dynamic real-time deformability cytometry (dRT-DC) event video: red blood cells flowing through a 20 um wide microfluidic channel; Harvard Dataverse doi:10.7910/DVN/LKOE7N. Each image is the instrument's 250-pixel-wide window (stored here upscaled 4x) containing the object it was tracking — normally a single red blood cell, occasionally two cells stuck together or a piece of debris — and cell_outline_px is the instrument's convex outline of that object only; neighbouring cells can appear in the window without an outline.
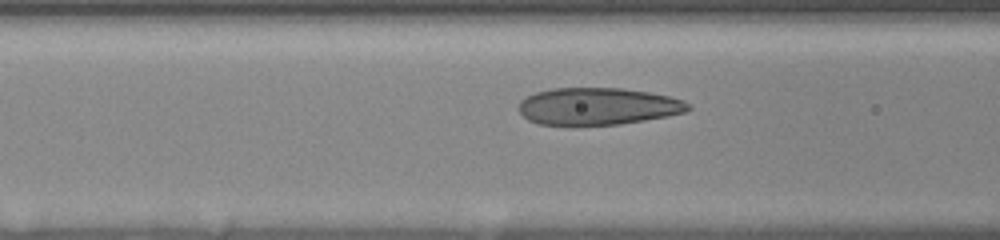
{"species": "human", "species_latin": "Homo sapiens", "temperature_condition": "room temperature", "stored_images_in_passage": 37, "camera_frame_rate_fps": 3000, "um_per_image_px": 0.085, "donor": {"sex": "female"}, "frame": {"image": 1, "passage_image": 11, "time_ms": 3.333, "image_size_px": [1000, 240], "cell_outline_px": [[692, 108], [684, 112], [668, 116], [620, 124], [568, 128], [536, 124], [528, 120], [516, 108], [520, 100], [536, 92], [552, 88], [620, 88], [648, 92], [672, 96], [684, 100]], "centroid_in_image_um": [50.75, 9.08], "position_along_channel_um": 115.9, "area_um2": 37.8}}
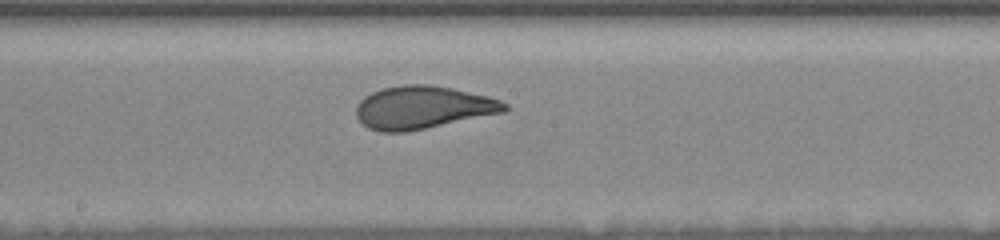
{"frame": {"image": 2, "passage_image": 19, "time_ms": 6.0, "image_size_px": [1000, 240], "cell_outline_px": [[508, 108], [504, 112], [404, 132], [380, 132], [368, 128], [356, 116], [356, 104], [364, 96], [372, 92], [384, 88], [404, 84], [428, 84], [452, 88], [488, 96], [500, 100], [508, 104]], "centroid_in_image_um": [35.91, 9.12], "position_along_channel_um": 212.3, "area_um2": 36.82}}
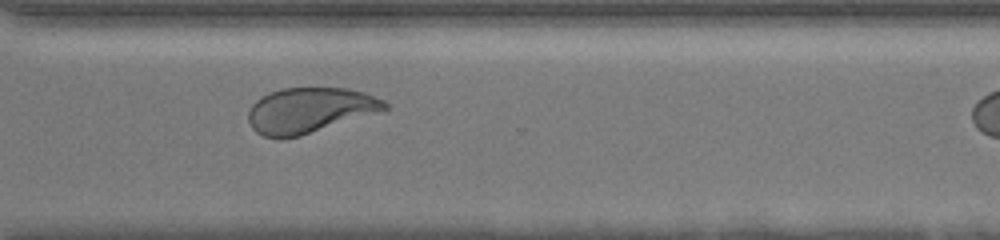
{"frame": {"image": 3, "passage_image": 30, "time_ms": 9.667, "image_size_px": [1000, 240], "cell_outline_px": [[388, 112], [300, 136], [280, 140], [264, 136], [256, 132], [252, 128], [248, 120], [248, 112], [252, 104], [256, 100], [280, 88], [348, 88], [364, 92], [384, 100], [388, 104]], "centroid_in_image_um": [26.41, 9.4], "position_along_channel_um": 344.2, "area_um2": 36.99}}